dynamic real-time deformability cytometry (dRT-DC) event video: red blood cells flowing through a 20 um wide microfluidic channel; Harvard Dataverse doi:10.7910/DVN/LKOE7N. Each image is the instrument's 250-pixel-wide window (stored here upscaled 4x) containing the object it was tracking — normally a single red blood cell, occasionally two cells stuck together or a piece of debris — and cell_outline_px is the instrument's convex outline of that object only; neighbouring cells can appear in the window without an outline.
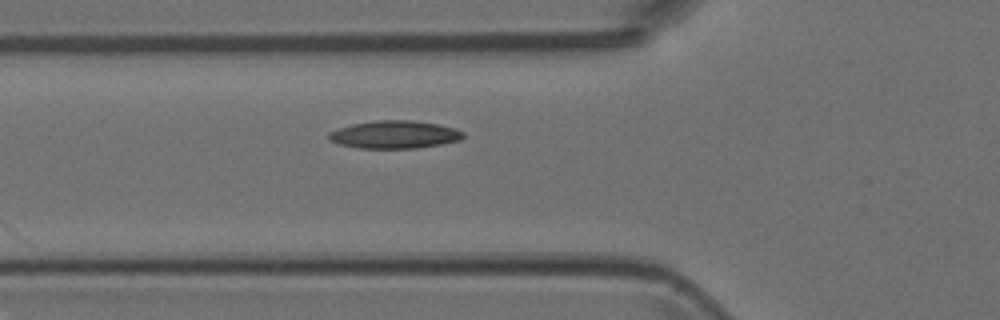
{"species": "Egyptian fruit bat (a non-hibernating species)", "species_latin": "Rousettus aegyptiacus", "temperature_condition": "room temperature", "stored_images_in_passage": 4, "segment_of_instrument_passage": [2, 2], "camera_frame_rate_fps": 3000, "um_per_image_px": 0.085, "animal": {"sex": "female"}, "frame": {"image": 1, "passage_image": 4, "time_ms": 1.0, "image_size_px": [1000, 320], "cell_outline_px": [[464, 136], [460, 140], [440, 144], [416, 148], [356, 148], [340, 144], [328, 140], [328, 132], [352, 124], [376, 120], [412, 120], [440, 124], [464, 132]], "centroid_in_image_um": [33.52, 11.43], "position_along_channel_um": 92.3, "area_um2": 21.73}}